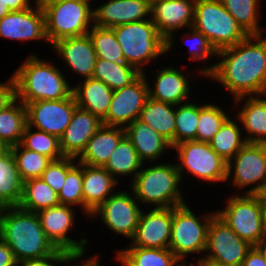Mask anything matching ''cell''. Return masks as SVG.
Instances as JSON below:
<instances>
[{
    "label": "cell",
    "mask_w": 266,
    "mask_h": 266,
    "mask_svg": "<svg viewBox=\"0 0 266 266\" xmlns=\"http://www.w3.org/2000/svg\"><path fill=\"white\" fill-rule=\"evenodd\" d=\"M219 61L197 69L221 84L235 99L266 94V37L248 35L234 46L217 51ZM221 58V59H220Z\"/></svg>",
    "instance_id": "cell-1"
},
{
    "label": "cell",
    "mask_w": 266,
    "mask_h": 266,
    "mask_svg": "<svg viewBox=\"0 0 266 266\" xmlns=\"http://www.w3.org/2000/svg\"><path fill=\"white\" fill-rule=\"evenodd\" d=\"M0 238L18 263L48 256L56 250L46 237L38 215L19 206L0 208Z\"/></svg>",
    "instance_id": "cell-2"
},
{
    "label": "cell",
    "mask_w": 266,
    "mask_h": 266,
    "mask_svg": "<svg viewBox=\"0 0 266 266\" xmlns=\"http://www.w3.org/2000/svg\"><path fill=\"white\" fill-rule=\"evenodd\" d=\"M15 69L16 98L23 104L41 100H62L72 95L73 85L61 72V68L31 54Z\"/></svg>",
    "instance_id": "cell-3"
},
{
    "label": "cell",
    "mask_w": 266,
    "mask_h": 266,
    "mask_svg": "<svg viewBox=\"0 0 266 266\" xmlns=\"http://www.w3.org/2000/svg\"><path fill=\"white\" fill-rule=\"evenodd\" d=\"M148 166L144 163L129 184L140 205L168 208L185 204L182 190L179 188L182 180L176 164L158 162Z\"/></svg>",
    "instance_id": "cell-4"
},
{
    "label": "cell",
    "mask_w": 266,
    "mask_h": 266,
    "mask_svg": "<svg viewBox=\"0 0 266 266\" xmlns=\"http://www.w3.org/2000/svg\"><path fill=\"white\" fill-rule=\"evenodd\" d=\"M121 46L124 60L144 73V66L166 54V40L151 19L112 28Z\"/></svg>",
    "instance_id": "cell-5"
},
{
    "label": "cell",
    "mask_w": 266,
    "mask_h": 266,
    "mask_svg": "<svg viewBox=\"0 0 266 266\" xmlns=\"http://www.w3.org/2000/svg\"><path fill=\"white\" fill-rule=\"evenodd\" d=\"M233 195L216 214L244 241L252 246L261 244L266 240V206L260 195Z\"/></svg>",
    "instance_id": "cell-6"
},
{
    "label": "cell",
    "mask_w": 266,
    "mask_h": 266,
    "mask_svg": "<svg viewBox=\"0 0 266 266\" xmlns=\"http://www.w3.org/2000/svg\"><path fill=\"white\" fill-rule=\"evenodd\" d=\"M45 15L49 45L67 37L87 35L93 24V8L89 2L39 1Z\"/></svg>",
    "instance_id": "cell-7"
},
{
    "label": "cell",
    "mask_w": 266,
    "mask_h": 266,
    "mask_svg": "<svg viewBox=\"0 0 266 266\" xmlns=\"http://www.w3.org/2000/svg\"><path fill=\"white\" fill-rule=\"evenodd\" d=\"M192 27L204 34L216 51L248 36L220 0H196Z\"/></svg>",
    "instance_id": "cell-8"
},
{
    "label": "cell",
    "mask_w": 266,
    "mask_h": 266,
    "mask_svg": "<svg viewBox=\"0 0 266 266\" xmlns=\"http://www.w3.org/2000/svg\"><path fill=\"white\" fill-rule=\"evenodd\" d=\"M185 203L173 207L172 230L169 249L184 264L186 257L191 254L202 253L206 250L207 231L211 218L216 211L198 217L191 207ZM203 218V219H202Z\"/></svg>",
    "instance_id": "cell-9"
},
{
    "label": "cell",
    "mask_w": 266,
    "mask_h": 266,
    "mask_svg": "<svg viewBox=\"0 0 266 266\" xmlns=\"http://www.w3.org/2000/svg\"><path fill=\"white\" fill-rule=\"evenodd\" d=\"M176 150L178 164L176 163L182 182L184 170L202 180L210 183L227 182V164L207 142L184 141L172 147Z\"/></svg>",
    "instance_id": "cell-10"
},
{
    "label": "cell",
    "mask_w": 266,
    "mask_h": 266,
    "mask_svg": "<svg viewBox=\"0 0 266 266\" xmlns=\"http://www.w3.org/2000/svg\"><path fill=\"white\" fill-rule=\"evenodd\" d=\"M265 175L266 143L247 142L227 164L226 180L232 182V186L242 190L253 185L245 194H259Z\"/></svg>",
    "instance_id": "cell-11"
},
{
    "label": "cell",
    "mask_w": 266,
    "mask_h": 266,
    "mask_svg": "<svg viewBox=\"0 0 266 266\" xmlns=\"http://www.w3.org/2000/svg\"><path fill=\"white\" fill-rule=\"evenodd\" d=\"M252 247L215 214L208 226L207 253L195 261L203 259L221 266H241Z\"/></svg>",
    "instance_id": "cell-12"
},
{
    "label": "cell",
    "mask_w": 266,
    "mask_h": 266,
    "mask_svg": "<svg viewBox=\"0 0 266 266\" xmlns=\"http://www.w3.org/2000/svg\"><path fill=\"white\" fill-rule=\"evenodd\" d=\"M138 204L140 205L132 190L131 193L117 190L90 217L92 219L99 216L105 227L115 234L114 237L118 234L131 240L142 212Z\"/></svg>",
    "instance_id": "cell-13"
},
{
    "label": "cell",
    "mask_w": 266,
    "mask_h": 266,
    "mask_svg": "<svg viewBox=\"0 0 266 266\" xmlns=\"http://www.w3.org/2000/svg\"><path fill=\"white\" fill-rule=\"evenodd\" d=\"M76 208L73 206L59 204L48 209H43L36 214L42 229L48 240L56 249L70 252L77 259H81L86 254L89 240L81 238L79 241L68 237L71 229L75 230Z\"/></svg>",
    "instance_id": "cell-14"
},
{
    "label": "cell",
    "mask_w": 266,
    "mask_h": 266,
    "mask_svg": "<svg viewBox=\"0 0 266 266\" xmlns=\"http://www.w3.org/2000/svg\"><path fill=\"white\" fill-rule=\"evenodd\" d=\"M149 78L142 73L134 82L113 91V97L103 125L125 128L139 119L149 97Z\"/></svg>",
    "instance_id": "cell-15"
},
{
    "label": "cell",
    "mask_w": 266,
    "mask_h": 266,
    "mask_svg": "<svg viewBox=\"0 0 266 266\" xmlns=\"http://www.w3.org/2000/svg\"><path fill=\"white\" fill-rule=\"evenodd\" d=\"M27 125L60 138L71 122L77 107L73 94L62 100L26 103Z\"/></svg>",
    "instance_id": "cell-16"
},
{
    "label": "cell",
    "mask_w": 266,
    "mask_h": 266,
    "mask_svg": "<svg viewBox=\"0 0 266 266\" xmlns=\"http://www.w3.org/2000/svg\"><path fill=\"white\" fill-rule=\"evenodd\" d=\"M195 3L196 0H163L151 6L150 19L166 40V54L175 46L176 31L192 27Z\"/></svg>",
    "instance_id": "cell-17"
},
{
    "label": "cell",
    "mask_w": 266,
    "mask_h": 266,
    "mask_svg": "<svg viewBox=\"0 0 266 266\" xmlns=\"http://www.w3.org/2000/svg\"><path fill=\"white\" fill-rule=\"evenodd\" d=\"M22 11H12L0 19V37L16 41L42 40L49 44L46 36L45 15L38 0Z\"/></svg>",
    "instance_id": "cell-18"
},
{
    "label": "cell",
    "mask_w": 266,
    "mask_h": 266,
    "mask_svg": "<svg viewBox=\"0 0 266 266\" xmlns=\"http://www.w3.org/2000/svg\"><path fill=\"white\" fill-rule=\"evenodd\" d=\"M150 210V211H149ZM142 210L134 237L129 247L169 248L173 207Z\"/></svg>",
    "instance_id": "cell-19"
},
{
    "label": "cell",
    "mask_w": 266,
    "mask_h": 266,
    "mask_svg": "<svg viewBox=\"0 0 266 266\" xmlns=\"http://www.w3.org/2000/svg\"><path fill=\"white\" fill-rule=\"evenodd\" d=\"M146 0H108L93 7V24L102 28H114L119 25L150 19V10Z\"/></svg>",
    "instance_id": "cell-20"
},
{
    "label": "cell",
    "mask_w": 266,
    "mask_h": 266,
    "mask_svg": "<svg viewBox=\"0 0 266 266\" xmlns=\"http://www.w3.org/2000/svg\"><path fill=\"white\" fill-rule=\"evenodd\" d=\"M51 47L64 60L63 63L65 62L72 73L83 76L82 80L92 77L97 54L88 34L62 38L53 43Z\"/></svg>",
    "instance_id": "cell-21"
},
{
    "label": "cell",
    "mask_w": 266,
    "mask_h": 266,
    "mask_svg": "<svg viewBox=\"0 0 266 266\" xmlns=\"http://www.w3.org/2000/svg\"><path fill=\"white\" fill-rule=\"evenodd\" d=\"M102 125L96 115L77 106L70 124L59 138L62 154L65 157L77 158Z\"/></svg>",
    "instance_id": "cell-22"
},
{
    "label": "cell",
    "mask_w": 266,
    "mask_h": 266,
    "mask_svg": "<svg viewBox=\"0 0 266 266\" xmlns=\"http://www.w3.org/2000/svg\"><path fill=\"white\" fill-rule=\"evenodd\" d=\"M177 69L173 65L157 69L155 83L152 88L151 84L149 86L150 98L175 106L189 102L191 79L188 80L190 77Z\"/></svg>",
    "instance_id": "cell-23"
},
{
    "label": "cell",
    "mask_w": 266,
    "mask_h": 266,
    "mask_svg": "<svg viewBox=\"0 0 266 266\" xmlns=\"http://www.w3.org/2000/svg\"><path fill=\"white\" fill-rule=\"evenodd\" d=\"M84 214L88 217L117 191L118 181L101 166L83 164ZM114 191V192H113Z\"/></svg>",
    "instance_id": "cell-24"
},
{
    "label": "cell",
    "mask_w": 266,
    "mask_h": 266,
    "mask_svg": "<svg viewBox=\"0 0 266 266\" xmlns=\"http://www.w3.org/2000/svg\"><path fill=\"white\" fill-rule=\"evenodd\" d=\"M243 100L244 105L242 104L241 107L239 102H243ZM233 101L235 102L233 104L235 109L239 105V112L237 111L236 115L233 116L237 117L242 130L248 134L244 137L245 140L247 142L266 143V94L244 96Z\"/></svg>",
    "instance_id": "cell-25"
},
{
    "label": "cell",
    "mask_w": 266,
    "mask_h": 266,
    "mask_svg": "<svg viewBox=\"0 0 266 266\" xmlns=\"http://www.w3.org/2000/svg\"><path fill=\"white\" fill-rule=\"evenodd\" d=\"M125 135L133 144L140 160L151 163L158 161L165 152L172 149L170 143L150 125L136 119L125 128Z\"/></svg>",
    "instance_id": "cell-26"
},
{
    "label": "cell",
    "mask_w": 266,
    "mask_h": 266,
    "mask_svg": "<svg viewBox=\"0 0 266 266\" xmlns=\"http://www.w3.org/2000/svg\"><path fill=\"white\" fill-rule=\"evenodd\" d=\"M124 136L125 129L123 127L102 125L89 139L82 153L76 158L77 162L104 167Z\"/></svg>",
    "instance_id": "cell-27"
},
{
    "label": "cell",
    "mask_w": 266,
    "mask_h": 266,
    "mask_svg": "<svg viewBox=\"0 0 266 266\" xmlns=\"http://www.w3.org/2000/svg\"><path fill=\"white\" fill-rule=\"evenodd\" d=\"M81 81L83 82L73 86L72 90L76 105L96 115L102 121L108 113L113 90L103 81L92 77Z\"/></svg>",
    "instance_id": "cell-28"
},
{
    "label": "cell",
    "mask_w": 266,
    "mask_h": 266,
    "mask_svg": "<svg viewBox=\"0 0 266 266\" xmlns=\"http://www.w3.org/2000/svg\"><path fill=\"white\" fill-rule=\"evenodd\" d=\"M24 182L9 148L0 156V208L19 206Z\"/></svg>",
    "instance_id": "cell-29"
},
{
    "label": "cell",
    "mask_w": 266,
    "mask_h": 266,
    "mask_svg": "<svg viewBox=\"0 0 266 266\" xmlns=\"http://www.w3.org/2000/svg\"><path fill=\"white\" fill-rule=\"evenodd\" d=\"M139 120L156 130L171 147L175 146V105L148 97Z\"/></svg>",
    "instance_id": "cell-30"
},
{
    "label": "cell",
    "mask_w": 266,
    "mask_h": 266,
    "mask_svg": "<svg viewBox=\"0 0 266 266\" xmlns=\"http://www.w3.org/2000/svg\"><path fill=\"white\" fill-rule=\"evenodd\" d=\"M116 260L123 266H186L169 249L128 247L116 251Z\"/></svg>",
    "instance_id": "cell-31"
},
{
    "label": "cell",
    "mask_w": 266,
    "mask_h": 266,
    "mask_svg": "<svg viewBox=\"0 0 266 266\" xmlns=\"http://www.w3.org/2000/svg\"><path fill=\"white\" fill-rule=\"evenodd\" d=\"M26 125V106L16 98L0 111V140L9 148L20 144Z\"/></svg>",
    "instance_id": "cell-32"
},
{
    "label": "cell",
    "mask_w": 266,
    "mask_h": 266,
    "mask_svg": "<svg viewBox=\"0 0 266 266\" xmlns=\"http://www.w3.org/2000/svg\"><path fill=\"white\" fill-rule=\"evenodd\" d=\"M143 162L140 160L133 144L125 135L113 153L110 155L108 162L104 168L117 180L118 176H130L131 181L134 180L143 166Z\"/></svg>",
    "instance_id": "cell-33"
},
{
    "label": "cell",
    "mask_w": 266,
    "mask_h": 266,
    "mask_svg": "<svg viewBox=\"0 0 266 266\" xmlns=\"http://www.w3.org/2000/svg\"><path fill=\"white\" fill-rule=\"evenodd\" d=\"M142 73L126 62L97 58L92 78L103 81L113 91L134 82Z\"/></svg>",
    "instance_id": "cell-34"
},
{
    "label": "cell",
    "mask_w": 266,
    "mask_h": 266,
    "mask_svg": "<svg viewBox=\"0 0 266 266\" xmlns=\"http://www.w3.org/2000/svg\"><path fill=\"white\" fill-rule=\"evenodd\" d=\"M228 117L221 125L219 131L208 142L210 147L226 162H229L234 155L247 143L242 136L241 124L237 117ZM237 120V121H236Z\"/></svg>",
    "instance_id": "cell-35"
},
{
    "label": "cell",
    "mask_w": 266,
    "mask_h": 266,
    "mask_svg": "<svg viewBox=\"0 0 266 266\" xmlns=\"http://www.w3.org/2000/svg\"><path fill=\"white\" fill-rule=\"evenodd\" d=\"M59 204L58 194L41 178L24 181L21 209L37 213Z\"/></svg>",
    "instance_id": "cell-36"
},
{
    "label": "cell",
    "mask_w": 266,
    "mask_h": 266,
    "mask_svg": "<svg viewBox=\"0 0 266 266\" xmlns=\"http://www.w3.org/2000/svg\"><path fill=\"white\" fill-rule=\"evenodd\" d=\"M225 9L248 35H262L264 29L259 25L260 4L262 0H220ZM259 16V17H258Z\"/></svg>",
    "instance_id": "cell-37"
},
{
    "label": "cell",
    "mask_w": 266,
    "mask_h": 266,
    "mask_svg": "<svg viewBox=\"0 0 266 266\" xmlns=\"http://www.w3.org/2000/svg\"><path fill=\"white\" fill-rule=\"evenodd\" d=\"M10 149L14 155L17 169L23 182L40 178L42 172L52 162L49 157L24 148L21 144L15 145Z\"/></svg>",
    "instance_id": "cell-38"
},
{
    "label": "cell",
    "mask_w": 266,
    "mask_h": 266,
    "mask_svg": "<svg viewBox=\"0 0 266 266\" xmlns=\"http://www.w3.org/2000/svg\"><path fill=\"white\" fill-rule=\"evenodd\" d=\"M20 144L24 148L49 157L52 161L64 157L57 136L37 129L34 131V128L28 125L25 127Z\"/></svg>",
    "instance_id": "cell-39"
},
{
    "label": "cell",
    "mask_w": 266,
    "mask_h": 266,
    "mask_svg": "<svg viewBox=\"0 0 266 266\" xmlns=\"http://www.w3.org/2000/svg\"><path fill=\"white\" fill-rule=\"evenodd\" d=\"M97 58L115 62H125L121 46L112 28L93 25L88 32Z\"/></svg>",
    "instance_id": "cell-40"
},
{
    "label": "cell",
    "mask_w": 266,
    "mask_h": 266,
    "mask_svg": "<svg viewBox=\"0 0 266 266\" xmlns=\"http://www.w3.org/2000/svg\"><path fill=\"white\" fill-rule=\"evenodd\" d=\"M189 101L175 106V145L184 141H196L199 104Z\"/></svg>",
    "instance_id": "cell-41"
},
{
    "label": "cell",
    "mask_w": 266,
    "mask_h": 266,
    "mask_svg": "<svg viewBox=\"0 0 266 266\" xmlns=\"http://www.w3.org/2000/svg\"><path fill=\"white\" fill-rule=\"evenodd\" d=\"M206 103L199 104L196 141L208 143L219 131L229 115L219 105L215 106V103Z\"/></svg>",
    "instance_id": "cell-42"
},
{
    "label": "cell",
    "mask_w": 266,
    "mask_h": 266,
    "mask_svg": "<svg viewBox=\"0 0 266 266\" xmlns=\"http://www.w3.org/2000/svg\"><path fill=\"white\" fill-rule=\"evenodd\" d=\"M83 164L78 163L67 173L62 190L58 193L60 204L80 206L84 213Z\"/></svg>",
    "instance_id": "cell-43"
},
{
    "label": "cell",
    "mask_w": 266,
    "mask_h": 266,
    "mask_svg": "<svg viewBox=\"0 0 266 266\" xmlns=\"http://www.w3.org/2000/svg\"><path fill=\"white\" fill-rule=\"evenodd\" d=\"M77 164L76 158L63 157L52 161L42 172L41 179L57 194L62 190L67 173Z\"/></svg>",
    "instance_id": "cell-44"
},
{
    "label": "cell",
    "mask_w": 266,
    "mask_h": 266,
    "mask_svg": "<svg viewBox=\"0 0 266 266\" xmlns=\"http://www.w3.org/2000/svg\"><path fill=\"white\" fill-rule=\"evenodd\" d=\"M182 34H185L184 37H187L185 42L189 47V60H194V62L200 60L201 62L203 59L209 60L211 58L217 57L216 49L211 45L208 38L201 32L195 30L193 27H190L189 31L185 33L183 32Z\"/></svg>",
    "instance_id": "cell-45"
},
{
    "label": "cell",
    "mask_w": 266,
    "mask_h": 266,
    "mask_svg": "<svg viewBox=\"0 0 266 266\" xmlns=\"http://www.w3.org/2000/svg\"><path fill=\"white\" fill-rule=\"evenodd\" d=\"M80 261L70 252L56 249L52 254L38 259H28L18 263V266H59L60 264H68ZM56 263V264H55Z\"/></svg>",
    "instance_id": "cell-46"
},
{
    "label": "cell",
    "mask_w": 266,
    "mask_h": 266,
    "mask_svg": "<svg viewBox=\"0 0 266 266\" xmlns=\"http://www.w3.org/2000/svg\"><path fill=\"white\" fill-rule=\"evenodd\" d=\"M16 99V83L13 74L6 83L0 81V111Z\"/></svg>",
    "instance_id": "cell-47"
},
{
    "label": "cell",
    "mask_w": 266,
    "mask_h": 266,
    "mask_svg": "<svg viewBox=\"0 0 266 266\" xmlns=\"http://www.w3.org/2000/svg\"><path fill=\"white\" fill-rule=\"evenodd\" d=\"M0 266H18V262L9 246L0 238Z\"/></svg>",
    "instance_id": "cell-48"
},
{
    "label": "cell",
    "mask_w": 266,
    "mask_h": 266,
    "mask_svg": "<svg viewBox=\"0 0 266 266\" xmlns=\"http://www.w3.org/2000/svg\"><path fill=\"white\" fill-rule=\"evenodd\" d=\"M241 266H266L262 252L253 246L247 253Z\"/></svg>",
    "instance_id": "cell-49"
},
{
    "label": "cell",
    "mask_w": 266,
    "mask_h": 266,
    "mask_svg": "<svg viewBox=\"0 0 266 266\" xmlns=\"http://www.w3.org/2000/svg\"><path fill=\"white\" fill-rule=\"evenodd\" d=\"M4 4L7 5L9 10L12 11H22L32 7L33 3L30 0H2Z\"/></svg>",
    "instance_id": "cell-50"
},
{
    "label": "cell",
    "mask_w": 266,
    "mask_h": 266,
    "mask_svg": "<svg viewBox=\"0 0 266 266\" xmlns=\"http://www.w3.org/2000/svg\"><path fill=\"white\" fill-rule=\"evenodd\" d=\"M98 258H99L98 254H96L95 256L93 255L92 257L90 256L89 258H85V259L83 257L80 260L85 261V262L81 261L82 264L79 263L78 265H75V266H100L98 262L99 261ZM69 266H74V265H69Z\"/></svg>",
    "instance_id": "cell-51"
},
{
    "label": "cell",
    "mask_w": 266,
    "mask_h": 266,
    "mask_svg": "<svg viewBox=\"0 0 266 266\" xmlns=\"http://www.w3.org/2000/svg\"><path fill=\"white\" fill-rule=\"evenodd\" d=\"M189 265L191 266H221V265H217L213 262H210V261H206V260H197L196 263H191L189 262Z\"/></svg>",
    "instance_id": "cell-52"
},
{
    "label": "cell",
    "mask_w": 266,
    "mask_h": 266,
    "mask_svg": "<svg viewBox=\"0 0 266 266\" xmlns=\"http://www.w3.org/2000/svg\"><path fill=\"white\" fill-rule=\"evenodd\" d=\"M11 11L7 7L6 4L3 3L2 0H0V19H2L4 16L9 14Z\"/></svg>",
    "instance_id": "cell-53"
},
{
    "label": "cell",
    "mask_w": 266,
    "mask_h": 266,
    "mask_svg": "<svg viewBox=\"0 0 266 266\" xmlns=\"http://www.w3.org/2000/svg\"><path fill=\"white\" fill-rule=\"evenodd\" d=\"M256 247L262 252L266 265V240L263 241L261 244L257 245Z\"/></svg>",
    "instance_id": "cell-54"
},
{
    "label": "cell",
    "mask_w": 266,
    "mask_h": 266,
    "mask_svg": "<svg viewBox=\"0 0 266 266\" xmlns=\"http://www.w3.org/2000/svg\"><path fill=\"white\" fill-rule=\"evenodd\" d=\"M263 204L266 206V185H263L262 191L259 193Z\"/></svg>",
    "instance_id": "cell-55"
},
{
    "label": "cell",
    "mask_w": 266,
    "mask_h": 266,
    "mask_svg": "<svg viewBox=\"0 0 266 266\" xmlns=\"http://www.w3.org/2000/svg\"><path fill=\"white\" fill-rule=\"evenodd\" d=\"M9 147L0 140V156L5 153Z\"/></svg>",
    "instance_id": "cell-56"
},
{
    "label": "cell",
    "mask_w": 266,
    "mask_h": 266,
    "mask_svg": "<svg viewBox=\"0 0 266 266\" xmlns=\"http://www.w3.org/2000/svg\"><path fill=\"white\" fill-rule=\"evenodd\" d=\"M149 4V6H153L154 4L158 3V2H162L163 0H146Z\"/></svg>",
    "instance_id": "cell-57"
},
{
    "label": "cell",
    "mask_w": 266,
    "mask_h": 266,
    "mask_svg": "<svg viewBox=\"0 0 266 266\" xmlns=\"http://www.w3.org/2000/svg\"><path fill=\"white\" fill-rule=\"evenodd\" d=\"M38 1H69V0H38ZM77 1H83V2H91L92 0H77Z\"/></svg>",
    "instance_id": "cell-58"
},
{
    "label": "cell",
    "mask_w": 266,
    "mask_h": 266,
    "mask_svg": "<svg viewBox=\"0 0 266 266\" xmlns=\"http://www.w3.org/2000/svg\"><path fill=\"white\" fill-rule=\"evenodd\" d=\"M264 185H266V175H265V179H264Z\"/></svg>",
    "instance_id": "cell-59"
}]
</instances>
